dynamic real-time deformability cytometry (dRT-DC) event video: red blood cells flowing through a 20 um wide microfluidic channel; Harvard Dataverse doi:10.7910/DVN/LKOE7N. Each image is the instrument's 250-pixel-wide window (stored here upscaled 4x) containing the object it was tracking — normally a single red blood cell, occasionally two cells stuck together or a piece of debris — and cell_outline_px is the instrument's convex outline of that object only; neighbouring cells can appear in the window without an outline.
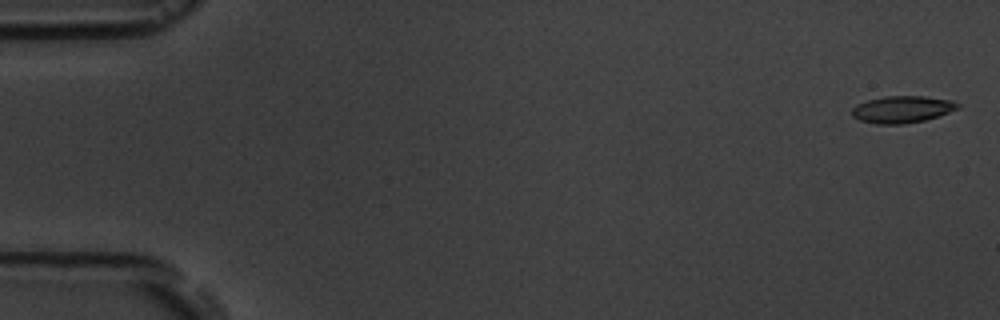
{"species": "common noctule bat (a hibernating species)", "species_latin": "Nyctalus noctula", "temperature_condition": "room temperature", "stored_images_in_passage": 9, "camera_frame_rate_fps": 3000, "um_per_image_px": 0.085, "animal": {"sex": "male", "body_mass_g": 19.5, "forearm_length_mm": 54.6}, "frame": {"image": 1, "passage_image": 1, "time_ms": 0.0, "image_size_px": [1000, 320], "cell_outline_px": [[960, 108], [940, 116], [924, 120], [904, 124], [876, 124], [860, 120], [852, 116], [852, 108], [856, 104], [868, 100], [884, 96], [924, 96], [952, 100], [960, 104]], "centroid_in_image_um": [76.71, 9.29], "position_along_channel_um": 8.3, "area_um2": 16.76}}
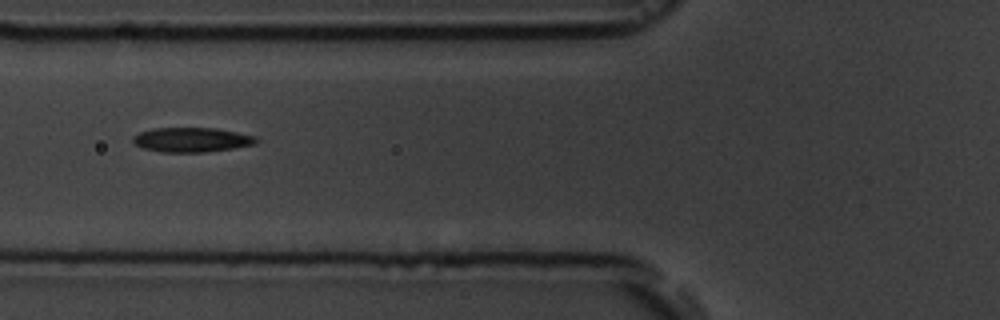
{"frame": {"image": 2, "passage_image": 7, "time_ms": 6.667, "image_size_px": [1000, 320], "cell_outline_px": [[260, 140], [256, 144], [232, 148], [204, 152], [164, 152], [144, 148], [136, 144], [132, 140], [132, 136], [140, 132], [152, 128], [216, 128], [256, 136]], "centroid_in_image_um": [16.31, 11.87], "position_along_channel_um": 109.5, "area_um2": 17.57}}
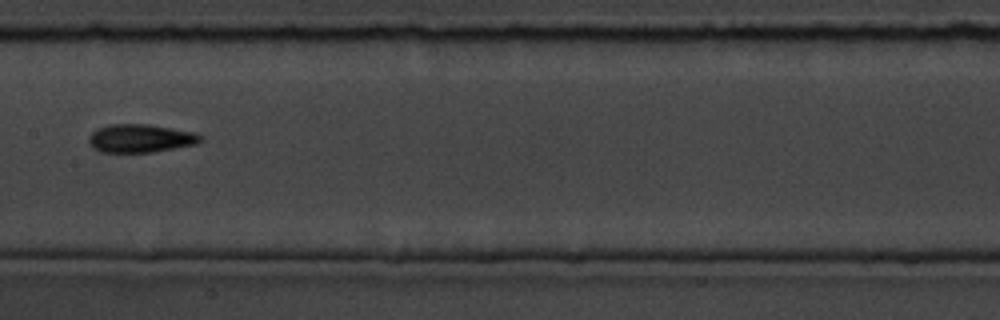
{"frame": {"image": 3, "passage_image": 9, "time_ms": 9.0, "image_size_px": [1000, 320], "cell_outline_px": [[204, 140], [196, 144], [152, 152], [100, 152], [92, 148], [88, 144], [88, 136], [96, 128], [112, 124], [148, 124], [196, 132], [204, 136]], "centroid_in_image_um": [11.94, 11.75], "position_along_channel_um": 195.5, "area_um2": 18.67}}